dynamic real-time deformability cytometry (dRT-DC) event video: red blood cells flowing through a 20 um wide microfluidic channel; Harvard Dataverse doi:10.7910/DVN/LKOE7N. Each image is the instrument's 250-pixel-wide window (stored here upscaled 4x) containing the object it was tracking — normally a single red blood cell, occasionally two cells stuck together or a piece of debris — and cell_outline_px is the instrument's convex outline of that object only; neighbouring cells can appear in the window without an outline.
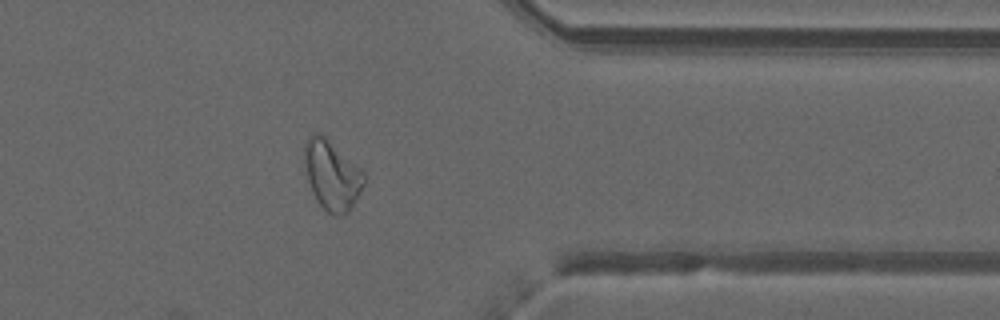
{"species": "common noctule bat (a hibernating species)", "species_latin": "Nyctalus noctula", "temperature_condition": "warm", "stored_images_in_passage": 40, "camera_frame_rate_fps": 3000, "um_per_image_px": 0.085, "animal": {"sex": "male", "forearm_length_mm": 52.5}, "frame": {"image": 1, "passage_image": 40, "time_ms": 13.0, "image_size_px": [1000, 320], "cell_outline_px": [[368, 176], [356, 200], [348, 212], [344, 216], [332, 216], [316, 200], [308, 180], [304, 164], [304, 144], [308, 136], [312, 132], [320, 132], [328, 136], [364, 168]], "centroid_in_image_um": [28.26, 14.81], "position_along_channel_um": 383.1, "area_um2": 25.32}, "authors_computed_cell_mechanics": {"area_um2": 25.432, "velocity_mm_per_s": 4.0245, "shape_relaxation_time_tau1_ms": null, "shape_relaxation_time_tau2_ms": 2.0983, "deformation_change_tau1": null, "deformation_change_tau2": 0.1117}}